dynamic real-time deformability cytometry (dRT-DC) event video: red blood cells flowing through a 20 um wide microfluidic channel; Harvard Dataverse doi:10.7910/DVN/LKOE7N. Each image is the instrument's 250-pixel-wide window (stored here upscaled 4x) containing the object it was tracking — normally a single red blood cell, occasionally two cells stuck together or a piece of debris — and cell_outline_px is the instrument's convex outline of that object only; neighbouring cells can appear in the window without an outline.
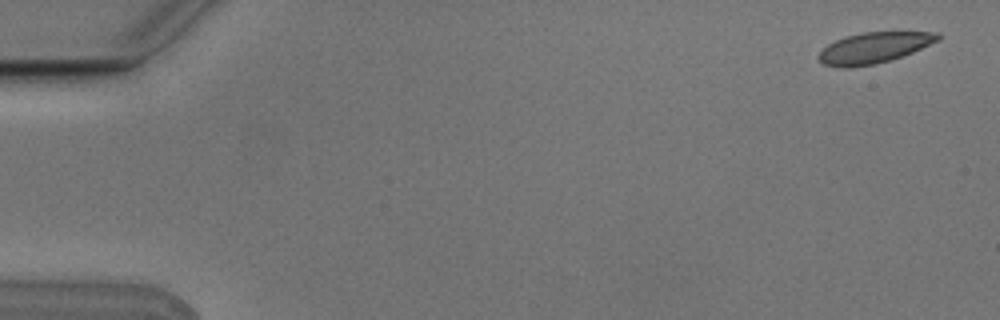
{"species": "Egyptian fruit bat (a non-hibernating species)", "species_latin": "Rousettus aegyptiacus", "temperature_condition": "cold", "stored_images_in_passage": 5, "camera_frame_rate_fps": 3000, "um_per_image_px": 0.085, "animal": {"sex": "male"}, "frame": {"image": 1, "passage_image": 1, "time_ms": 0.0, "image_size_px": [1000, 320], "cell_outline_px": [[940, 40], [912, 52], [876, 64], [848, 68], [840, 68], [824, 64], [816, 56], [828, 44], [844, 36], [860, 32], [936, 32], [940, 36]], "centroid_in_image_um": [74.25, 4.06], "position_along_channel_um": 10.8, "area_um2": 21.33}}